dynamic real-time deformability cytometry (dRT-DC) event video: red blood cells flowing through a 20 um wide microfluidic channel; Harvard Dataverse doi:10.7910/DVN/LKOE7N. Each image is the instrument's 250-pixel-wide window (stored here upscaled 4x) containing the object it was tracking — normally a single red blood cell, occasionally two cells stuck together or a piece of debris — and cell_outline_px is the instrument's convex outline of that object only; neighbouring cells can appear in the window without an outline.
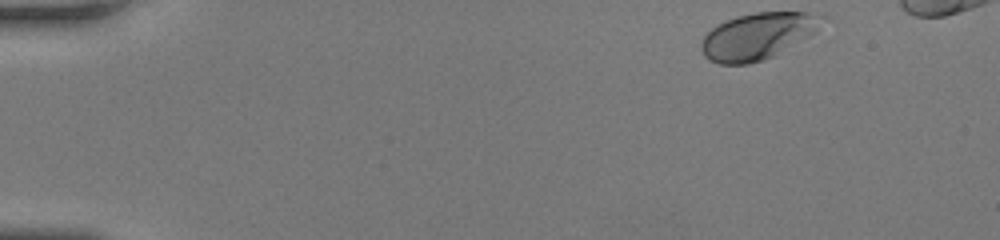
{"species": "human", "species_latin": "Homo sapiens", "temperature_condition": "room temperature", "stored_images_in_passage": 43, "camera_frame_rate_fps": 3000, "um_per_image_px": 0.085, "donor": {"sex": "female"}, "frame": {"image": 1, "passage_image": 1, "time_ms": 0.0, "image_size_px": [1000, 240], "cell_outline_px": [[828, 16], [816, 32], [772, 56], [764, 60], [748, 64], [720, 64], [704, 56], [700, 48], [700, 44], [704, 36], [712, 28], [728, 20], [740, 16], [756, 12], [804, 12]], "centroid_in_image_um": [64.43, 3.06], "position_along_channel_um": 20.6, "area_um2": 32.43}}
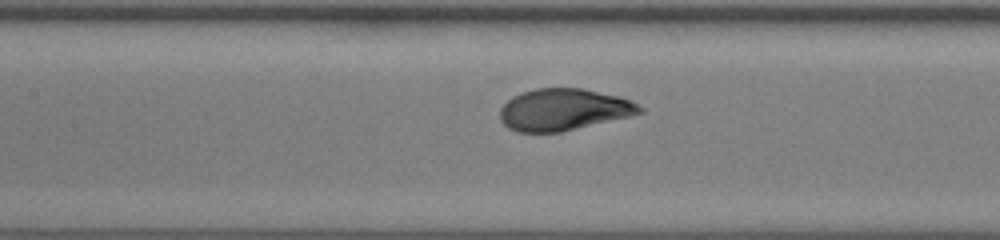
{"frame": {"image": 2, "passage_image": 20, "time_ms": 6.333, "image_size_px": [1000, 240], "cell_outline_px": [[644, 112], [632, 116], [560, 132], [516, 132], [508, 128], [500, 120], [500, 108], [512, 96], [520, 92], [536, 88], [584, 88], [616, 96], [628, 100], [644, 108]], "centroid_in_image_um": [47.88, 9.32], "position_along_channel_um": 159.5, "area_um2": 34.04}}
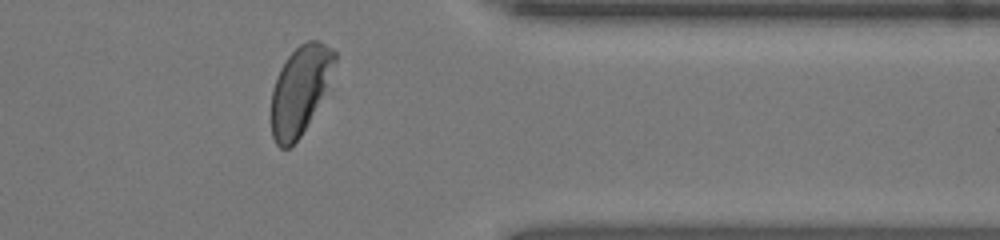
{"frame": {"image": 3, "passage_image": 37, "time_ms": 12.0, "image_size_px": [1000, 240], "cell_outline_px": [[336, 60], [324, 88], [300, 136], [288, 148], [280, 148], [276, 144], [272, 136], [272, 88], [280, 68], [284, 60], [300, 44], [308, 40], [316, 40], [332, 48], [336, 52]], "centroid_in_image_um": [25.45, 7.61], "position_along_channel_um": 386.0, "area_um2": 31.33}}